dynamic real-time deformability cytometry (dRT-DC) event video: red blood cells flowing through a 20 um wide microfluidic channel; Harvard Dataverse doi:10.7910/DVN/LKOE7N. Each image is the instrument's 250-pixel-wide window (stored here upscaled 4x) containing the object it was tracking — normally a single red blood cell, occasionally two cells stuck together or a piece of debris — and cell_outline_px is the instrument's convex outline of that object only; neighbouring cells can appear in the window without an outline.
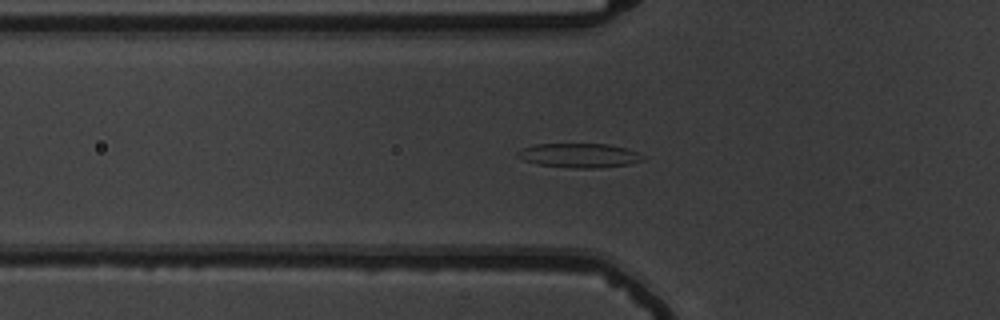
{"species": "common noctule bat (a hibernating species)", "species_latin": "Nyctalus noctula", "temperature_condition": "warm", "stored_images_in_passage": 32, "camera_frame_rate_fps": 3000, "um_per_image_px": 0.085, "animal": {"sex": "male", "body_mass_g": 19.5, "forearm_length_mm": 54.6}, "frame": {"image": 1, "passage_image": 3, "time_ms": 0.667, "image_size_px": [1000, 320], "cell_outline_px": [[644, 160], [628, 164], [600, 168], [572, 168], [536, 164], [524, 160], [516, 156], [516, 152], [520, 148], [536, 144], [608, 144], [624, 148], [636, 152], [644, 156]], "centroid_in_image_um": [49.19, 13.21], "position_along_channel_um": 76.6, "area_um2": 17.74}}
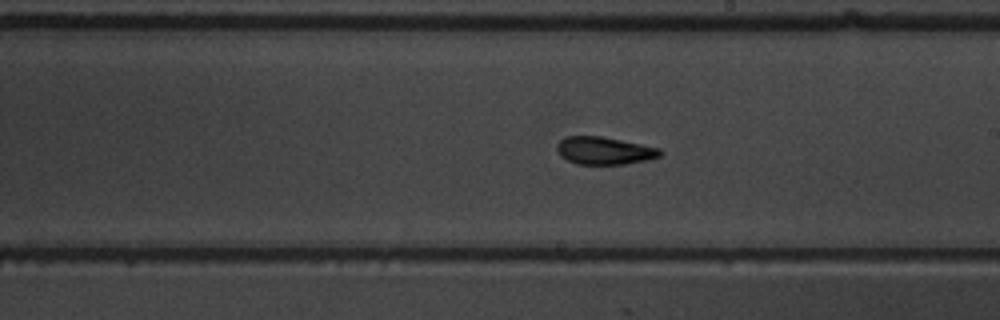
{"frame": {"image": 2, "passage_image": 16, "time_ms": 5.0, "image_size_px": [1000, 320], "cell_outline_px": [[664, 152], [660, 156], [648, 160], [624, 164], [576, 164], [560, 156], [556, 148], [556, 144], [564, 136], [600, 136], [660, 148]], "centroid_in_image_um": [51.35, 12.81], "position_along_channel_um": 237.6, "area_um2": 16.65}}
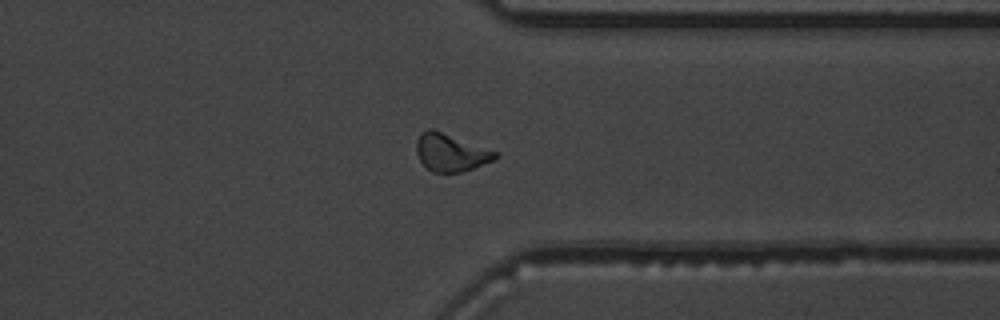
{"frame": {"image": 3, "passage_image": 27, "time_ms": 8.667, "image_size_px": [1000, 320], "cell_outline_px": [[500, 152], [496, 160], [460, 172], [432, 172], [420, 160], [416, 152], [416, 140], [420, 132], [428, 128], [432, 128]], "centroid_in_image_um": [38.33, 12.94], "position_along_channel_um": 373.1, "area_um2": 17.46}, "authors_computed_cell_mechanics": {"area_um2": 16.8776, "velocity_mm_per_s": 3.7185, "shape_relaxation_time_tau1_ms": 7.1266, "shape_relaxation_time_tau2_ms": 3.0163, "deformation_change_tau1": 0.2027, "deformation_change_tau2": 0.1098}}